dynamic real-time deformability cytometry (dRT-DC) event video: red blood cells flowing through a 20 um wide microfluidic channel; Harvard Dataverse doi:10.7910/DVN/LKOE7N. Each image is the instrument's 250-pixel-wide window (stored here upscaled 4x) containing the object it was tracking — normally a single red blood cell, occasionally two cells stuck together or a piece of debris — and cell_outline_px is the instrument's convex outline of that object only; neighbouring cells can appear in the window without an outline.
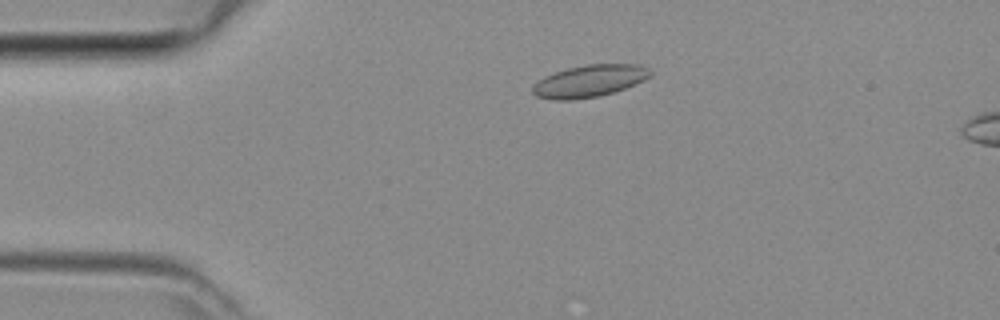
{"species": "common noctule bat (a hibernating species)", "species_latin": "Nyctalus noctula", "temperature_condition": "room temperature", "stored_images_in_passage": 17, "camera_frame_rate_fps": 3000, "um_per_image_px": 0.085, "animal": {"sex": "female", "body_mass_g": 29.2, "forearm_length_mm": 56.3}, "frame": {"image": 1, "passage_image": 1, "time_ms": 0.0, "image_size_px": [1000, 320], "cell_outline_px": [[652, 72], [644, 80], [624, 88], [600, 96], [572, 100], [552, 100], [536, 96], [532, 92], [532, 84], [544, 76], [568, 68], [588, 64], [640, 64], [648, 68]], "centroid_in_image_um": [50.06, 6.89], "position_along_channel_um": 34.9, "area_um2": 21.96}}
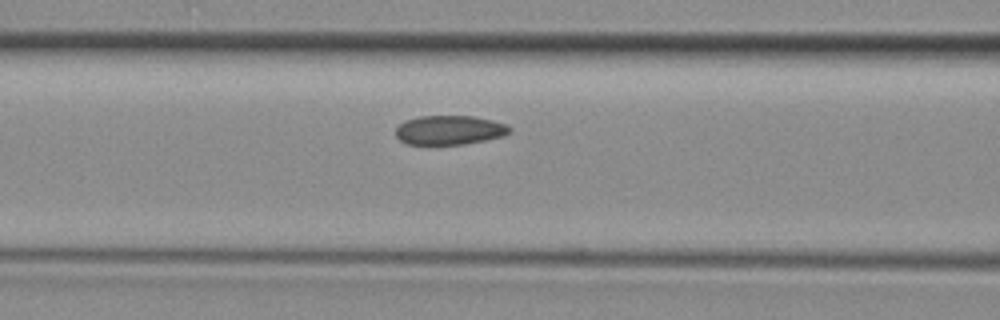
{"frame": {"image": 2, "passage_image": 10, "time_ms": 3.0, "image_size_px": [1000, 320], "cell_outline_px": [[512, 132], [500, 136], [484, 140], [464, 144], [408, 144], [400, 140], [396, 136], [396, 128], [404, 120], [416, 116], [476, 116], [492, 120], [504, 124], [512, 128]], "centroid_in_image_um": [38.18, 11.04], "position_along_channel_um": 128.4, "area_um2": 19.36}}
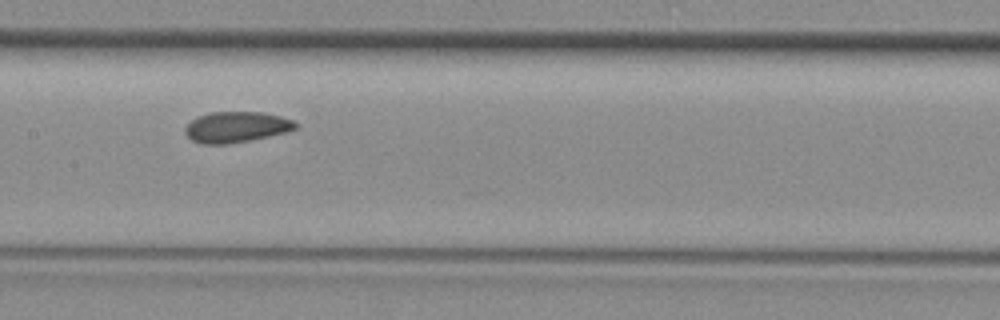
{"frame": {"image": 3, "passage_image": 14, "time_ms": 4.333, "image_size_px": [1000, 320], "cell_outline_px": [[296, 128], [284, 132], [268, 136], [228, 144], [204, 144], [192, 140], [184, 132], [184, 128], [196, 116], [212, 112], [264, 112], [280, 116], [292, 120], [296, 124]], "centroid_in_image_um": [20.04, 10.79], "position_along_channel_um": 187.4, "area_um2": 19.59}}